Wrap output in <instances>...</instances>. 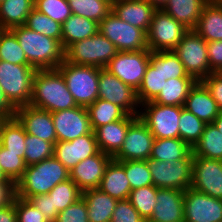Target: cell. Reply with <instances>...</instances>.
<instances>
[{"label": "cell", "instance_id": "91938a15", "mask_svg": "<svg viewBox=\"0 0 222 222\" xmlns=\"http://www.w3.org/2000/svg\"><path fill=\"white\" fill-rule=\"evenodd\" d=\"M214 126L222 133V112L219 113L217 118L212 122Z\"/></svg>", "mask_w": 222, "mask_h": 222}, {"label": "cell", "instance_id": "44dd1931", "mask_svg": "<svg viewBox=\"0 0 222 222\" xmlns=\"http://www.w3.org/2000/svg\"><path fill=\"white\" fill-rule=\"evenodd\" d=\"M146 222H184V191L158 188L153 214Z\"/></svg>", "mask_w": 222, "mask_h": 222}, {"label": "cell", "instance_id": "9f6ffc18", "mask_svg": "<svg viewBox=\"0 0 222 222\" xmlns=\"http://www.w3.org/2000/svg\"><path fill=\"white\" fill-rule=\"evenodd\" d=\"M16 108L8 101L0 87V119H10L15 117Z\"/></svg>", "mask_w": 222, "mask_h": 222}, {"label": "cell", "instance_id": "ba28073f", "mask_svg": "<svg viewBox=\"0 0 222 222\" xmlns=\"http://www.w3.org/2000/svg\"><path fill=\"white\" fill-rule=\"evenodd\" d=\"M188 31L164 10H155L147 32L148 50L173 51Z\"/></svg>", "mask_w": 222, "mask_h": 222}, {"label": "cell", "instance_id": "8d00e7d4", "mask_svg": "<svg viewBox=\"0 0 222 222\" xmlns=\"http://www.w3.org/2000/svg\"><path fill=\"white\" fill-rule=\"evenodd\" d=\"M72 14L94 20L97 23L112 11L109 0H67Z\"/></svg>", "mask_w": 222, "mask_h": 222}, {"label": "cell", "instance_id": "bcb514c9", "mask_svg": "<svg viewBox=\"0 0 222 222\" xmlns=\"http://www.w3.org/2000/svg\"><path fill=\"white\" fill-rule=\"evenodd\" d=\"M34 8L61 25L72 15L67 0H34Z\"/></svg>", "mask_w": 222, "mask_h": 222}, {"label": "cell", "instance_id": "6da1fadb", "mask_svg": "<svg viewBox=\"0 0 222 222\" xmlns=\"http://www.w3.org/2000/svg\"><path fill=\"white\" fill-rule=\"evenodd\" d=\"M29 105L49 112L78 106L58 69H38L36 71Z\"/></svg>", "mask_w": 222, "mask_h": 222}, {"label": "cell", "instance_id": "5bb4252c", "mask_svg": "<svg viewBox=\"0 0 222 222\" xmlns=\"http://www.w3.org/2000/svg\"><path fill=\"white\" fill-rule=\"evenodd\" d=\"M154 136L139 116L129 125L120 150L113 156L116 161L148 160Z\"/></svg>", "mask_w": 222, "mask_h": 222}, {"label": "cell", "instance_id": "ffe728a7", "mask_svg": "<svg viewBox=\"0 0 222 222\" xmlns=\"http://www.w3.org/2000/svg\"><path fill=\"white\" fill-rule=\"evenodd\" d=\"M113 157L99 151L79 162L69 171L70 179L84 192L88 189H97L109 162Z\"/></svg>", "mask_w": 222, "mask_h": 222}, {"label": "cell", "instance_id": "9a60e30c", "mask_svg": "<svg viewBox=\"0 0 222 222\" xmlns=\"http://www.w3.org/2000/svg\"><path fill=\"white\" fill-rule=\"evenodd\" d=\"M184 222H222V199L192 187L184 191Z\"/></svg>", "mask_w": 222, "mask_h": 222}, {"label": "cell", "instance_id": "e0dca14e", "mask_svg": "<svg viewBox=\"0 0 222 222\" xmlns=\"http://www.w3.org/2000/svg\"><path fill=\"white\" fill-rule=\"evenodd\" d=\"M51 115L57 141H72L93 131L87 107L76 106Z\"/></svg>", "mask_w": 222, "mask_h": 222}, {"label": "cell", "instance_id": "7a4b0ae2", "mask_svg": "<svg viewBox=\"0 0 222 222\" xmlns=\"http://www.w3.org/2000/svg\"><path fill=\"white\" fill-rule=\"evenodd\" d=\"M10 31L16 36L28 63L37 70L57 69L63 63L65 50L57 39L30 30L25 25Z\"/></svg>", "mask_w": 222, "mask_h": 222}, {"label": "cell", "instance_id": "277c9868", "mask_svg": "<svg viewBox=\"0 0 222 222\" xmlns=\"http://www.w3.org/2000/svg\"><path fill=\"white\" fill-rule=\"evenodd\" d=\"M78 106L88 107L98 99L99 68L67 62L57 67Z\"/></svg>", "mask_w": 222, "mask_h": 222}, {"label": "cell", "instance_id": "f907efd6", "mask_svg": "<svg viewBox=\"0 0 222 222\" xmlns=\"http://www.w3.org/2000/svg\"><path fill=\"white\" fill-rule=\"evenodd\" d=\"M110 222H146L128 199L119 200Z\"/></svg>", "mask_w": 222, "mask_h": 222}, {"label": "cell", "instance_id": "b9f144b4", "mask_svg": "<svg viewBox=\"0 0 222 222\" xmlns=\"http://www.w3.org/2000/svg\"><path fill=\"white\" fill-rule=\"evenodd\" d=\"M179 120V138L193 148L199 141L206 124L185 108L181 110Z\"/></svg>", "mask_w": 222, "mask_h": 222}, {"label": "cell", "instance_id": "f1b7e54d", "mask_svg": "<svg viewBox=\"0 0 222 222\" xmlns=\"http://www.w3.org/2000/svg\"><path fill=\"white\" fill-rule=\"evenodd\" d=\"M99 32V23L86 17L72 14L62 24V47L65 50L71 44L90 38Z\"/></svg>", "mask_w": 222, "mask_h": 222}, {"label": "cell", "instance_id": "836d02e7", "mask_svg": "<svg viewBox=\"0 0 222 222\" xmlns=\"http://www.w3.org/2000/svg\"><path fill=\"white\" fill-rule=\"evenodd\" d=\"M193 156L222 160V133L213 123L206 124L199 141L192 148Z\"/></svg>", "mask_w": 222, "mask_h": 222}, {"label": "cell", "instance_id": "c3c4849f", "mask_svg": "<svg viewBox=\"0 0 222 222\" xmlns=\"http://www.w3.org/2000/svg\"><path fill=\"white\" fill-rule=\"evenodd\" d=\"M17 222H49L28 199L15 197Z\"/></svg>", "mask_w": 222, "mask_h": 222}, {"label": "cell", "instance_id": "4316f807", "mask_svg": "<svg viewBox=\"0 0 222 222\" xmlns=\"http://www.w3.org/2000/svg\"><path fill=\"white\" fill-rule=\"evenodd\" d=\"M86 202L89 222H110L118 200L98 188L82 192Z\"/></svg>", "mask_w": 222, "mask_h": 222}, {"label": "cell", "instance_id": "ac0fdd59", "mask_svg": "<svg viewBox=\"0 0 222 222\" xmlns=\"http://www.w3.org/2000/svg\"><path fill=\"white\" fill-rule=\"evenodd\" d=\"M99 152L94 132L72 141H57L54 156L70 171L79 162Z\"/></svg>", "mask_w": 222, "mask_h": 222}, {"label": "cell", "instance_id": "680465c9", "mask_svg": "<svg viewBox=\"0 0 222 222\" xmlns=\"http://www.w3.org/2000/svg\"><path fill=\"white\" fill-rule=\"evenodd\" d=\"M155 10H163L168 0H146Z\"/></svg>", "mask_w": 222, "mask_h": 222}, {"label": "cell", "instance_id": "d4e9b609", "mask_svg": "<svg viewBox=\"0 0 222 222\" xmlns=\"http://www.w3.org/2000/svg\"><path fill=\"white\" fill-rule=\"evenodd\" d=\"M98 189L118 201L128 199L131 188L125 173L124 161L112 159L109 162Z\"/></svg>", "mask_w": 222, "mask_h": 222}, {"label": "cell", "instance_id": "60d3db41", "mask_svg": "<svg viewBox=\"0 0 222 222\" xmlns=\"http://www.w3.org/2000/svg\"><path fill=\"white\" fill-rule=\"evenodd\" d=\"M0 60L18 65H30L16 36L10 30H0Z\"/></svg>", "mask_w": 222, "mask_h": 222}, {"label": "cell", "instance_id": "f35d334b", "mask_svg": "<svg viewBox=\"0 0 222 222\" xmlns=\"http://www.w3.org/2000/svg\"><path fill=\"white\" fill-rule=\"evenodd\" d=\"M48 195L51 197L53 208L59 213L77 202L82 197V191L71 179H68L58 183Z\"/></svg>", "mask_w": 222, "mask_h": 222}, {"label": "cell", "instance_id": "cb8c5ba5", "mask_svg": "<svg viewBox=\"0 0 222 222\" xmlns=\"http://www.w3.org/2000/svg\"><path fill=\"white\" fill-rule=\"evenodd\" d=\"M183 107L205 124L212 123L221 112L216 101L201 81H197L191 88Z\"/></svg>", "mask_w": 222, "mask_h": 222}, {"label": "cell", "instance_id": "74e56055", "mask_svg": "<svg viewBox=\"0 0 222 222\" xmlns=\"http://www.w3.org/2000/svg\"><path fill=\"white\" fill-rule=\"evenodd\" d=\"M30 30L57 39L62 45V25L33 8L24 24Z\"/></svg>", "mask_w": 222, "mask_h": 222}, {"label": "cell", "instance_id": "1f68e13d", "mask_svg": "<svg viewBox=\"0 0 222 222\" xmlns=\"http://www.w3.org/2000/svg\"><path fill=\"white\" fill-rule=\"evenodd\" d=\"M34 8V0H5L0 3V30L24 25Z\"/></svg>", "mask_w": 222, "mask_h": 222}, {"label": "cell", "instance_id": "ab89813d", "mask_svg": "<svg viewBox=\"0 0 222 222\" xmlns=\"http://www.w3.org/2000/svg\"><path fill=\"white\" fill-rule=\"evenodd\" d=\"M54 156V144L25 132L24 161L26 166Z\"/></svg>", "mask_w": 222, "mask_h": 222}, {"label": "cell", "instance_id": "7c38bea8", "mask_svg": "<svg viewBox=\"0 0 222 222\" xmlns=\"http://www.w3.org/2000/svg\"><path fill=\"white\" fill-rule=\"evenodd\" d=\"M148 167L156 188L185 191L192 183V159L165 162L148 159Z\"/></svg>", "mask_w": 222, "mask_h": 222}, {"label": "cell", "instance_id": "4fadbf2b", "mask_svg": "<svg viewBox=\"0 0 222 222\" xmlns=\"http://www.w3.org/2000/svg\"><path fill=\"white\" fill-rule=\"evenodd\" d=\"M98 98L118 105L128 115L139 116L141 103L137 91L123 83L105 68H99Z\"/></svg>", "mask_w": 222, "mask_h": 222}, {"label": "cell", "instance_id": "94428289", "mask_svg": "<svg viewBox=\"0 0 222 222\" xmlns=\"http://www.w3.org/2000/svg\"><path fill=\"white\" fill-rule=\"evenodd\" d=\"M6 180V177L3 175V173L0 170V182H3Z\"/></svg>", "mask_w": 222, "mask_h": 222}, {"label": "cell", "instance_id": "8fae6325", "mask_svg": "<svg viewBox=\"0 0 222 222\" xmlns=\"http://www.w3.org/2000/svg\"><path fill=\"white\" fill-rule=\"evenodd\" d=\"M151 51H118L106 65L105 69L116 76L123 83L134 88L136 91L140 88L146 68L150 63Z\"/></svg>", "mask_w": 222, "mask_h": 222}, {"label": "cell", "instance_id": "f5cc1de1", "mask_svg": "<svg viewBox=\"0 0 222 222\" xmlns=\"http://www.w3.org/2000/svg\"><path fill=\"white\" fill-rule=\"evenodd\" d=\"M28 200L48 219L49 222H55L58 212L53 208L51 197L48 194L34 195Z\"/></svg>", "mask_w": 222, "mask_h": 222}, {"label": "cell", "instance_id": "f546056e", "mask_svg": "<svg viewBox=\"0 0 222 222\" xmlns=\"http://www.w3.org/2000/svg\"><path fill=\"white\" fill-rule=\"evenodd\" d=\"M209 0H168L163 9L189 30H193L198 23L204 5Z\"/></svg>", "mask_w": 222, "mask_h": 222}, {"label": "cell", "instance_id": "5b68a950", "mask_svg": "<svg viewBox=\"0 0 222 222\" xmlns=\"http://www.w3.org/2000/svg\"><path fill=\"white\" fill-rule=\"evenodd\" d=\"M36 71L31 65H18L0 60V87L15 108L30 104Z\"/></svg>", "mask_w": 222, "mask_h": 222}, {"label": "cell", "instance_id": "603a6c76", "mask_svg": "<svg viewBox=\"0 0 222 222\" xmlns=\"http://www.w3.org/2000/svg\"><path fill=\"white\" fill-rule=\"evenodd\" d=\"M112 11L121 20L147 33L155 9L146 0H115Z\"/></svg>", "mask_w": 222, "mask_h": 222}, {"label": "cell", "instance_id": "f6af8a7d", "mask_svg": "<svg viewBox=\"0 0 222 222\" xmlns=\"http://www.w3.org/2000/svg\"><path fill=\"white\" fill-rule=\"evenodd\" d=\"M124 169L131 190L153 185L152 176L148 167V160L124 161Z\"/></svg>", "mask_w": 222, "mask_h": 222}, {"label": "cell", "instance_id": "11a10c76", "mask_svg": "<svg viewBox=\"0 0 222 222\" xmlns=\"http://www.w3.org/2000/svg\"><path fill=\"white\" fill-rule=\"evenodd\" d=\"M16 197V184L9 179L0 182V208L12 204Z\"/></svg>", "mask_w": 222, "mask_h": 222}, {"label": "cell", "instance_id": "7bdbcfd3", "mask_svg": "<svg viewBox=\"0 0 222 222\" xmlns=\"http://www.w3.org/2000/svg\"><path fill=\"white\" fill-rule=\"evenodd\" d=\"M157 190L154 185L132 189L128 200L139 214L147 221L153 214L156 205Z\"/></svg>", "mask_w": 222, "mask_h": 222}, {"label": "cell", "instance_id": "4dcf8cb0", "mask_svg": "<svg viewBox=\"0 0 222 222\" xmlns=\"http://www.w3.org/2000/svg\"><path fill=\"white\" fill-rule=\"evenodd\" d=\"M150 159L175 162L193 159L192 148L180 138L154 139Z\"/></svg>", "mask_w": 222, "mask_h": 222}, {"label": "cell", "instance_id": "7dc6e473", "mask_svg": "<svg viewBox=\"0 0 222 222\" xmlns=\"http://www.w3.org/2000/svg\"><path fill=\"white\" fill-rule=\"evenodd\" d=\"M160 72L167 79L194 78L190 76L173 51H160Z\"/></svg>", "mask_w": 222, "mask_h": 222}, {"label": "cell", "instance_id": "d6a6232c", "mask_svg": "<svg viewBox=\"0 0 222 222\" xmlns=\"http://www.w3.org/2000/svg\"><path fill=\"white\" fill-rule=\"evenodd\" d=\"M196 82L195 78L167 79L161 92L152 102L163 105L184 106L189 91Z\"/></svg>", "mask_w": 222, "mask_h": 222}, {"label": "cell", "instance_id": "681fc988", "mask_svg": "<svg viewBox=\"0 0 222 222\" xmlns=\"http://www.w3.org/2000/svg\"><path fill=\"white\" fill-rule=\"evenodd\" d=\"M55 222H89L85 200L81 197L64 211L59 212Z\"/></svg>", "mask_w": 222, "mask_h": 222}, {"label": "cell", "instance_id": "3957f363", "mask_svg": "<svg viewBox=\"0 0 222 222\" xmlns=\"http://www.w3.org/2000/svg\"><path fill=\"white\" fill-rule=\"evenodd\" d=\"M70 179L69 170L52 156L37 164L26 166L16 183V196L28 199L34 195L48 194L58 183Z\"/></svg>", "mask_w": 222, "mask_h": 222}, {"label": "cell", "instance_id": "30bf717a", "mask_svg": "<svg viewBox=\"0 0 222 222\" xmlns=\"http://www.w3.org/2000/svg\"><path fill=\"white\" fill-rule=\"evenodd\" d=\"M173 52L184 65L186 72L197 81L210 75L207 42L194 30H189Z\"/></svg>", "mask_w": 222, "mask_h": 222}, {"label": "cell", "instance_id": "8992f818", "mask_svg": "<svg viewBox=\"0 0 222 222\" xmlns=\"http://www.w3.org/2000/svg\"><path fill=\"white\" fill-rule=\"evenodd\" d=\"M117 53L116 46L98 32L90 38L68 46L64 51V59L73 64L94 66L101 69L105 68Z\"/></svg>", "mask_w": 222, "mask_h": 222}, {"label": "cell", "instance_id": "83f0119b", "mask_svg": "<svg viewBox=\"0 0 222 222\" xmlns=\"http://www.w3.org/2000/svg\"><path fill=\"white\" fill-rule=\"evenodd\" d=\"M166 80L160 72V51L151 52L150 63L140 88L137 91L138 99L141 104L153 101L161 92Z\"/></svg>", "mask_w": 222, "mask_h": 222}, {"label": "cell", "instance_id": "52a82bcc", "mask_svg": "<svg viewBox=\"0 0 222 222\" xmlns=\"http://www.w3.org/2000/svg\"><path fill=\"white\" fill-rule=\"evenodd\" d=\"M99 32L113 43L118 51L148 50L147 33L121 20L113 11L100 21Z\"/></svg>", "mask_w": 222, "mask_h": 222}, {"label": "cell", "instance_id": "d6986e66", "mask_svg": "<svg viewBox=\"0 0 222 222\" xmlns=\"http://www.w3.org/2000/svg\"><path fill=\"white\" fill-rule=\"evenodd\" d=\"M15 117L23 125L26 133L53 144L57 142L51 112L26 105L16 108Z\"/></svg>", "mask_w": 222, "mask_h": 222}, {"label": "cell", "instance_id": "6f0895ef", "mask_svg": "<svg viewBox=\"0 0 222 222\" xmlns=\"http://www.w3.org/2000/svg\"><path fill=\"white\" fill-rule=\"evenodd\" d=\"M0 222H17L15 198L12 204L0 208Z\"/></svg>", "mask_w": 222, "mask_h": 222}, {"label": "cell", "instance_id": "7402d4cb", "mask_svg": "<svg viewBox=\"0 0 222 222\" xmlns=\"http://www.w3.org/2000/svg\"><path fill=\"white\" fill-rule=\"evenodd\" d=\"M137 115H126L123 119L93 130L99 151L113 157L121 148L126 137L129 125Z\"/></svg>", "mask_w": 222, "mask_h": 222}, {"label": "cell", "instance_id": "ee69618b", "mask_svg": "<svg viewBox=\"0 0 222 222\" xmlns=\"http://www.w3.org/2000/svg\"><path fill=\"white\" fill-rule=\"evenodd\" d=\"M25 169L24 153L7 152V149L0 145V170L6 179L16 184L23 176Z\"/></svg>", "mask_w": 222, "mask_h": 222}, {"label": "cell", "instance_id": "484cf974", "mask_svg": "<svg viewBox=\"0 0 222 222\" xmlns=\"http://www.w3.org/2000/svg\"><path fill=\"white\" fill-rule=\"evenodd\" d=\"M193 30L207 43L222 41V4L217 0H209Z\"/></svg>", "mask_w": 222, "mask_h": 222}, {"label": "cell", "instance_id": "e575fe53", "mask_svg": "<svg viewBox=\"0 0 222 222\" xmlns=\"http://www.w3.org/2000/svg\"><path fill=\"white\" fill-rule=\"evenodd\" d=\"M0 145L7 152L24 153L25 129L16 117L0 119Z\"/></svg>", "mask_w": 222, "mask_h": 222}, {"label": "cell", "instance_id": "db71d44e", "mask_svg": "<svg viewBox=\"0 0 222 222\" xmlns=\"http://www.w3.org/2000/svg\"><path fill=\"white\" fill-rule=\"evenodd\" d=\"M208 59L210 63V74L222 70V41L207 43Z\"/></svg>", "mask_w": 222, "mask_h": 222}, {"label": "cell", "instance_id": "9c48e42d", "mask_svg": "<svg viewBox=\"0 0 222 222\" xmlns=\"http://www.w3.org/2000/svg\"><path fill=\"white\" fill-rule=\"evenodd\" d=\"M139 118L147 125L154 139L179 138V118L183 106L157 104L152 101L141 104ZM144 111V112H143Z\"/></svg>", "mask_w": 222, "mask_h": 222}, {"label": "cell", "instance_id": "d590c367", "mask_svg": "<svg viewBox=\"0 0 222 222\" xmlns=\"http://www.w3.org/2000/svg\"><path fill=\"white\" fill-rule=\"evenodd\" d=\"M92 130L123 119L127 113L118 105L98 98L87 107Z\"/></svg>", "mask_w": 222, "mask_h": 222}, {"label": "cell", "instance_id": "2e32d148", "mask_svg": "<svg viewBox=\"0 0 222 222\" xmlns=\"http://www.w3.org/2000/svg\"><path fill=\"white\" fill-rule=\"evenodd\" d=\"M191 187L222 199V160L193 156Z\"/></svg>", "mask_w": 222, "mask_h": 222}, {"label": "cell", "instance_id": "816d5d0a", "mask_svg": "<svg viewBox=\"0 0 222 222\" xmlns=\"http://www.w3.org/2000/svg\"><path fill=\"white\" fill-rule=\"evenodd\" d=\"M201 82L210 92L213 99L216 101L219 110L222 112V74L212 72L209 76L203 78Z\"/></svg>", "mask_w": 222, "mask_h": 222}]
</instances>
